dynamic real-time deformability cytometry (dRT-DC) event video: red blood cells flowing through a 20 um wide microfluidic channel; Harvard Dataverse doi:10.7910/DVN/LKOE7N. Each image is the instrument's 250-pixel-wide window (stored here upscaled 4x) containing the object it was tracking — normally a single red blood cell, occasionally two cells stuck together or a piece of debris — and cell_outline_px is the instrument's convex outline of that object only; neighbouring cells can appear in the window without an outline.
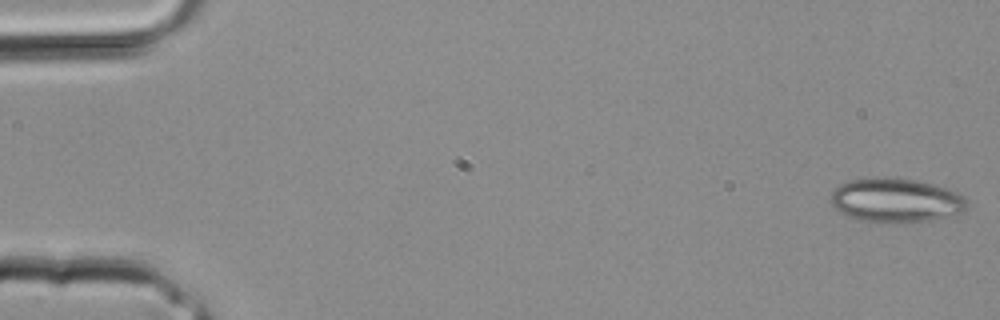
{"species": "common noctule bat (a hibernating species)", "species_latin": "Nyctalus noctula", "temperature_condition": "room temperature", "stored_images_in_passage": 8, "camera_frame_rate_fps": 3000, "um_per_image_px": 0.085, "animal": {"sex": "male", "body_mass_g": 20.4}, "frame": {"image": 1, "passage_image": 1, "time_ms": 0.0, "image_size_px": [1000, 320], "cell_outline_px": [[968, 204], [964, 212], [932, 220], [856, 220], [840, 212], [832, 204], [832, 192], [840, 184], [852, 180], [876, 176], [884, 176], [916, 180], [948, 188], [964, 196]], "centroid_in_image_um": [76.17, 16.98], "position_along_channel_um": 8.8, "area_um2": 34.39}}